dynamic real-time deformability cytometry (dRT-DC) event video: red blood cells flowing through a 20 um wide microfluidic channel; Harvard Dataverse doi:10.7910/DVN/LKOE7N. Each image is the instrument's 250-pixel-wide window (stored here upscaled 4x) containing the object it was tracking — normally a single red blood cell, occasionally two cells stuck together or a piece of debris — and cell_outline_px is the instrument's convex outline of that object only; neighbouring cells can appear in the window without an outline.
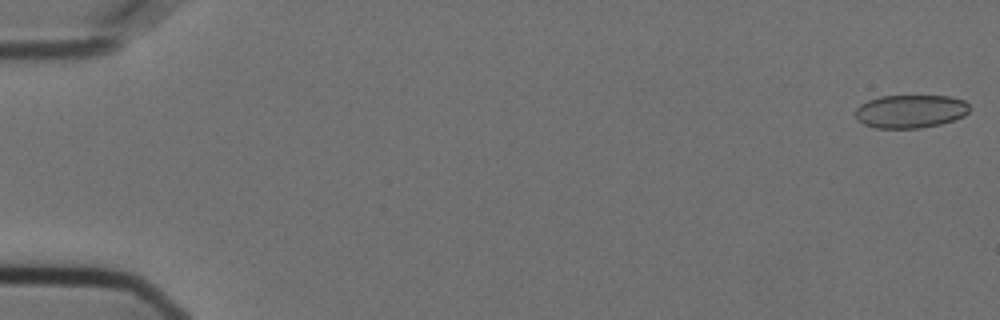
{"species": "Egyptian fruit bat (a non-hibernating species)", "species_latin": "Rousettus aegyptiacus", "temperature_condition": "cold", "stored_images_in_passage": 47, "camera_frame_rate_fps": 3000, "um_per_image_px": 0.085, "animal": {"sex": "female"}, "frame": {"image": 1, "passage_image": 1, "time_ms": 0.0, "image_size_px": [1000, 320], "cell_outline_px": [[968, 112], [964, 116], [940, 124], [920, 128], [876, 128], [864, 124], [856, 120], [856, 108], [860, 104], [868, 100], [880, 96], [948, 96], [964, 100], [968, 104]], "centroid_in_image_um": [77.36, 9.46], "position_along_channel_um": 7.6, "area_um2": 22.08}}
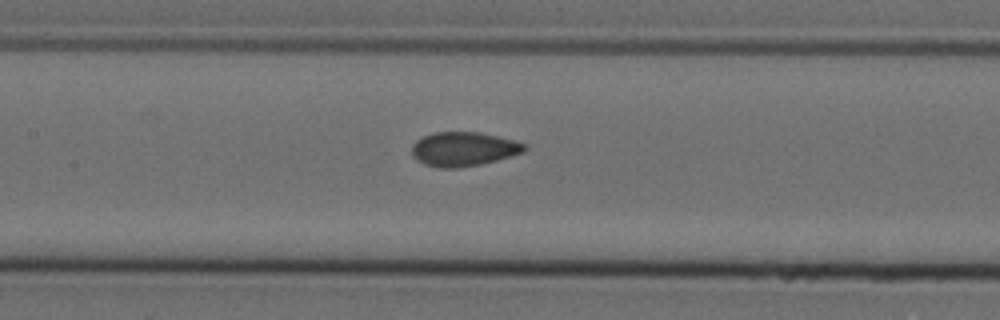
{"frame": {"image": 2, "passage_image": 27, "time_ms": 8.667, "image_size_px": [1000, 320], "cell_outline_px": [[528, 148], [524, 152], [496, 160], [480, 164], [456, 168], [440, 168], [424, 164], [416, 160], [412, 156], [412, 144], [416, 140], [432, 132], [480, 132], [516, 140], [528, 144]], "centroid_in_image_um": [39.41, 12.66], "position_along_channel_um": 168.0, "area_um2": 22.66}}
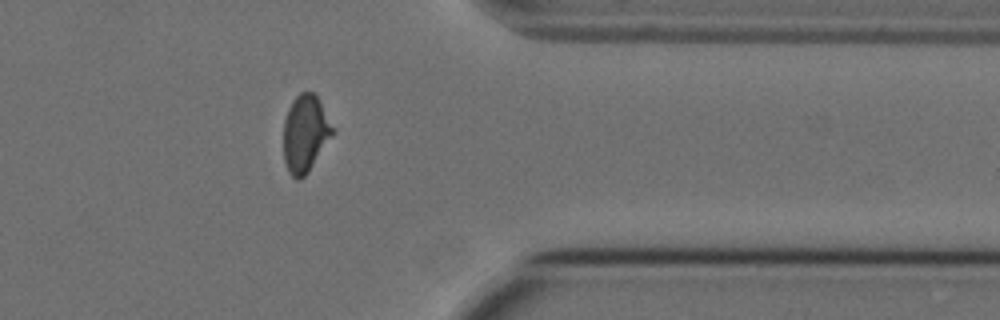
{"frame": {"image": 3, "passage_image": 46, "time_ms": 15.0, "image_size_px": [1000, 320], "cell_outline_px": [[336, 132], [308, 172], [300, 180], [296, 180], [288, 172], [284, 160], [284, 120], [288, 108], [292, 100], [300, 92], [312, 92], [320, 100]], "centroid_in_image_um": [25.96, 11.36], "position_along_channel_um": 385.4, "area_um2": 22.31}}